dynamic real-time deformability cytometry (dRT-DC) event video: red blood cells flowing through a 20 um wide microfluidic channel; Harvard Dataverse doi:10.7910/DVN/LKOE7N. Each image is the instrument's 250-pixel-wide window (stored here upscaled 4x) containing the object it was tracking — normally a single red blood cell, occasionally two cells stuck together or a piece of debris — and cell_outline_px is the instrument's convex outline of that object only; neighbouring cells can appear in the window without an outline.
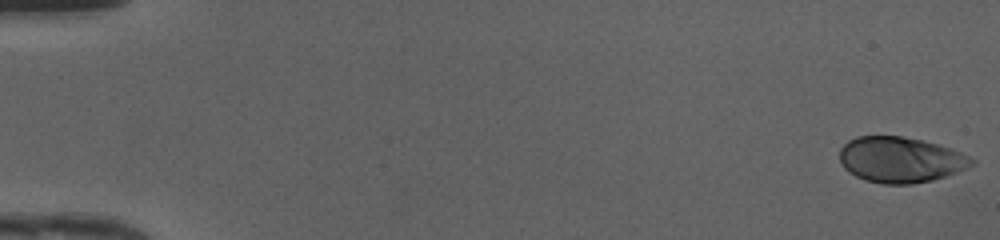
{"species": "human", "species_latin": "Homo sapiens", "temperature_condition": "cold", "stored_images_in_passage": 49, "camera_frame_rate_fps": 3000, "um_per_image_px": 0.085, "donor": {"sex": "female"}, "frame": {"image": 1, "passage_image": 1, "time_ms": 0.0, "image_size_px": [1000, 240], "cell_outline_px": [[976, 164], [968, 168], [932, 180], [912, 184], [884, 184], [864, 180], [848, 172], [844, 168], [840, 160], [840, 148], [848, 140], [856, 136], [900, 136], [920, 140], [936, 144], [960, 152], [976, 160]], "centroid_in_image_um": [76.52, 13.58], "position_along_channel_um": 8.5, "area_um2": 35.08}}
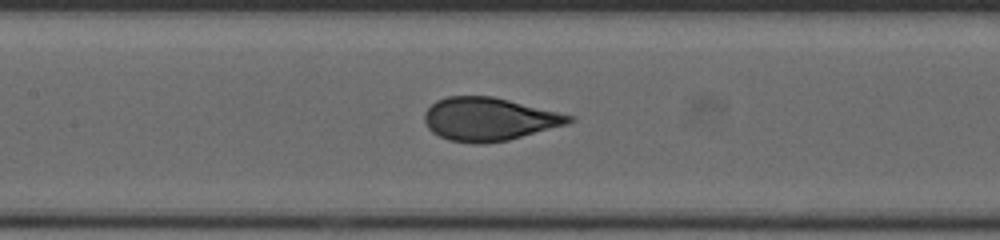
{"frame": {"image": 2, "passage_image": 24, "time_ms": 7.667, "image_size_px": [1000, 240], "cell_outline_px": [[576, 120], [568, 124], [508, 140], [484, 144], [476, 144], [448, 140], [432, 132], [428, 128], [424, 120], [424, 112], [436, 100], [448, 96], [492, 96], [576, 116]], "centroid_in_image_um": [41.57, 10.13], "position_along_channel_um": 165.8, "area_um2": 36.47}}
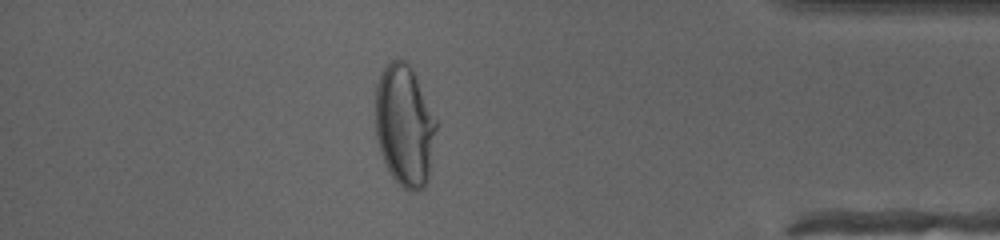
{"frame": {"image": 3, "passage_image": 43, "time_ms": 14.0, "image_size_px": [1000, 240], "cell_outline_px": [[440, 120], [428, 180], [424, 188], [416, 192], [412, 192], [404, 188], [392, 176], [380, 152], [376, 136], [376, 84], [384, 68], [392, 60], [400, 56], [412, 68]], "centroid_in_image_um": [34.45, 10.65], "position_along_channel_um": 400.7, "area_um2": 44.16}, "authors_computed_cell_mechanics": {"area_um2": 36.1828, "velocity_mm_per_s": 4.2234, "shape_relaxation_time_tau1_ms": 5.4614, "shape_relaxation_time_tau2_ms": null, "deformation_change_tau1": 0.2218, "deformation_change_tau2": null}}